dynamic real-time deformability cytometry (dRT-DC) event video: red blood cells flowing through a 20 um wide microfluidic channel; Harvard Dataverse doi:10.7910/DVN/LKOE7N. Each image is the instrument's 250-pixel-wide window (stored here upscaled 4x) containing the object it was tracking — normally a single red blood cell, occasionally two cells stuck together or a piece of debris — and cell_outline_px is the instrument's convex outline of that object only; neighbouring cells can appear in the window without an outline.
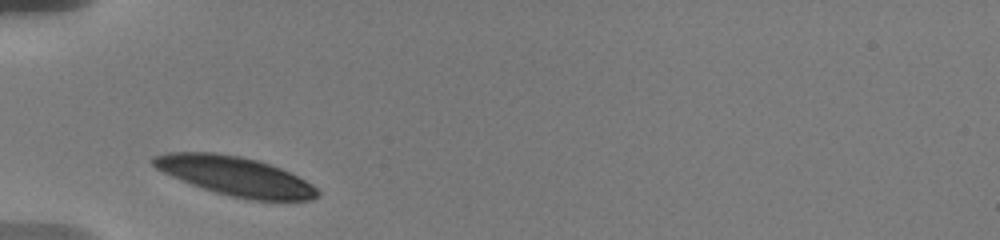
{"species": "human", "species_latin": "Homo sapiens", "temperature_condition": "warm", "stored_images_in_passage": 19, "camera_frame_rate_fps": 3000, "um_per_image_px": 0.085, "donor": {"sex": "male"}, "frame": {"image": 1, "passage_image": 1, "time_ms": 0.0, "image_size_px": [1000, 240], "cell_outline_px": [[320, 196], [312, 200], [252, 200], [232, 196], [216, 192], [192, 184], [172, 176], [156, 168], [148, 160], [152, 156], [164, 152], [216, 152], [240, 156], [256, 160], [280, 168], [312, 184], [320, 192]], "centroid_in_image_um": [19.97, 14.96], "position_along_channel_um": 65.0, "area_um2": 37.17}}
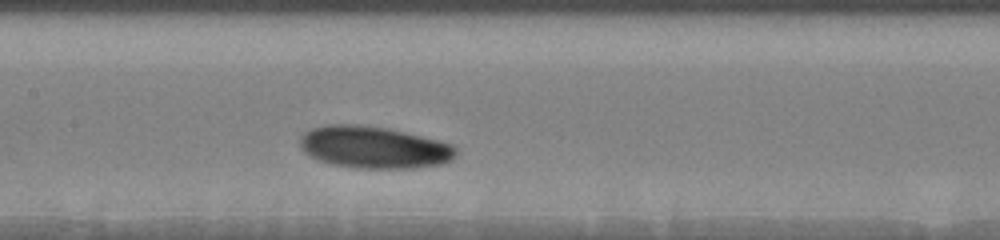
{"frame": {"image": 2, "passage_image": 7, "time_ms": 3.333, "image_size_px": [1000, 240], "cell_outline_px": [[456, 152], [452, 160], [440, 164], [416, 168], [352, 168], [332, 164], [316, 160], [304, 152], [300, 148], [300, 136], [304, 132], [312, 128], [324, 124], [356, 124], [388, 128], [452, 144], [456, 148]], "centroid_in_image_um": [31.72, 12.52], "position_along_channel_um": 175.7, "area_um2": 38.38}}
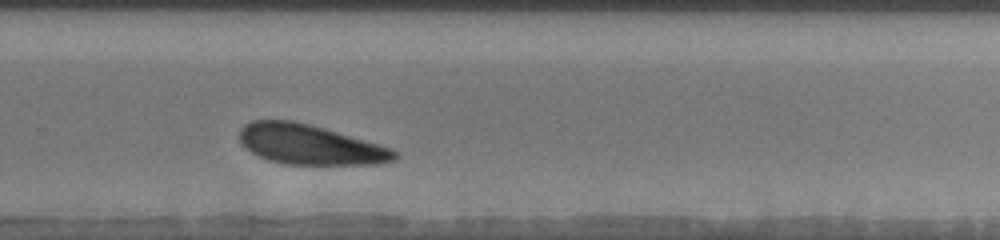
{"frame": {"image": 3, "passage_image": 14, "time_ms": 7.0, "image_size_px": [1000, 240], "cell_outline_px": [[400, 156], [396, 160], [376, 164], [284, 164], [268, 160], [244, 148], [240, 144], [240, 128], [244, 124], [252, 120], [292, 120], [324, 128], [392, 148]], "centroid_in_image_um": [26.32, 12.29], "position_along_channel_um": 303.5, "area_um2": 36.01}, "authors_computed_cell_mechanics": {"area_um2": 37.3388, "velocity_mm_per_s": 3.4969, "shape_relaxation_time_tau1_ms": 1.924, "shape_relaxation_time_tau2_ms": 7.8612, "deformation_change_tau1": 0.0921, "deformation_change_tau2": 0.1747}}